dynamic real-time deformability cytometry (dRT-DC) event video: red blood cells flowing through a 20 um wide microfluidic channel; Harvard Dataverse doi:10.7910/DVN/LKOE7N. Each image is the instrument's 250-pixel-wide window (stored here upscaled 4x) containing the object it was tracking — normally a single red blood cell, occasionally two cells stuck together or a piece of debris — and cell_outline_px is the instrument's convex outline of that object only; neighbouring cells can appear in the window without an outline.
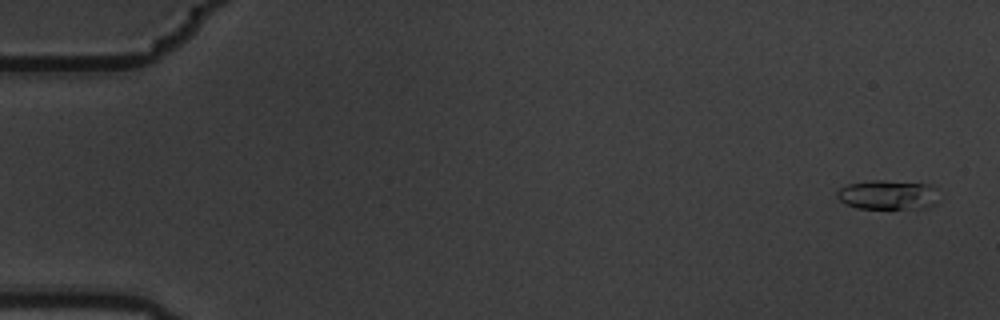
{"species": "common noctule bat (a hibernating species)", "species_latin": "Nyctalus noctula", "temperature_condition": "warm", "stored_images_in_passage": 6, "camera_frame_rate_fps": 3000, "um_per_image_px": 0.085, "animal": {"sex": "male", "body_mass_g": 19.5, "forearm_length_mm": 54.6}, "frame": {"image": 1, "passage_image": 1, "time_ms": 0.0, "image_size_px": [1000, 320], "cell_outline_px": [[936, 204], [928, 208], [856, 208], [844, 204], [836, 196], [836, 192], [840, 188], [848, 184], [872, 180], [884, 180], [932, 184], [936, 188]], "centroid_in_image_um": [75.47, 16.55], "position_along_channel_um": 9.5, "area_um2": 17.63}}
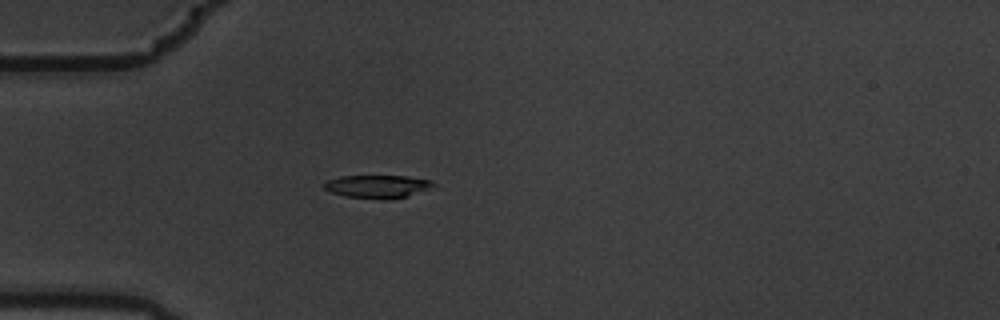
{"frame": {"image": 2, "passage_image": 5, "time_ms": 1.333, "image_size_px": [1000, 320], "cell_outline_px": [[436, 184], [408, 196], [384, 200], [344, 196], [332, 192], [324, 188], [324, 184], [328, 180], [340, 176], [408, 176], [432, 180]], "centroid_in_image_um": [32.07, 15.85], "position_along_channel_um": 52.9, "area_um2": 14.51}}